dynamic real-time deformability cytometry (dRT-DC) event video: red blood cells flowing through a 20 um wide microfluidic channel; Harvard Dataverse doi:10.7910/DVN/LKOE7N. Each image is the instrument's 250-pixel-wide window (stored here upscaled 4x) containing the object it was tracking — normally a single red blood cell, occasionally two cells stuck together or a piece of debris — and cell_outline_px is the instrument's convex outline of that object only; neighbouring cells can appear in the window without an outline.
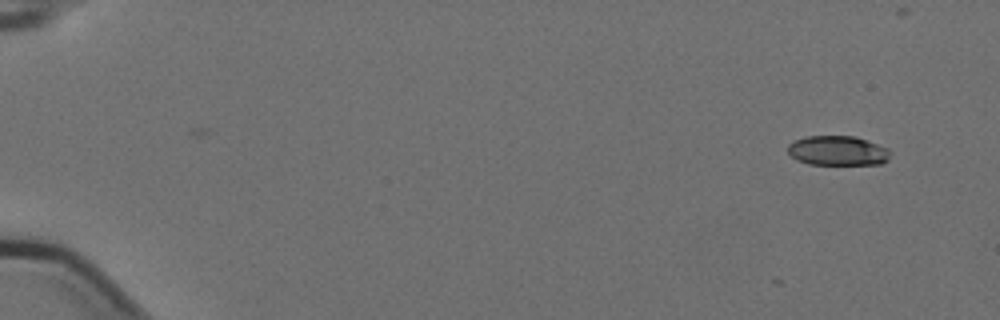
{"species": "Egyptian fruit bat (a non-hibernating species)", "species_latin": "Rousettus aegyptiacus", "temperature_condition": "cold", "stored_images_in_passage": 5, "camera_frame_rate_fps": 3000, "um_per_image_px": 0.085, "animal": {"sex": "female"}, "frame": {"image": 1, "passage_image": 1, "time_ms": 0.0, "image_size_px": [1000, 320], "cell_outline_px": [[892, 152], [888, 160], [880, 164], [808, 164], [796, 160], [788, 152], [788, 144], [792, 140], [804, 136], [852, 136], [888, 148]], "centroid_in_image_um": [71.17, 12.81], "position_along_channel_um": 13.8, "area_um2": 17.74}}
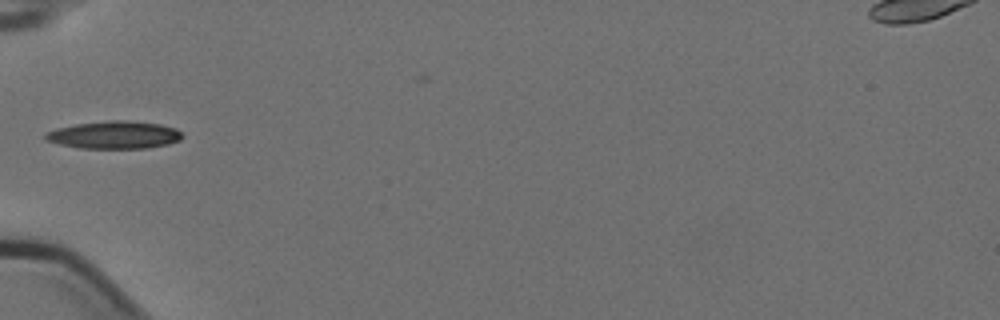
{"frame": {"image": 2, "passage_image": 5, "time_ms": 1.333, "image_size_px": [1000, 320], "cell_outline_px": [[184, 136], [180, 140], [168, 144], [148, 148], [80, 148], [60, 144], [44, 140], [44, 132], [56, 128], [76, 124], [108, 120], [124, 120], [160, 124], [176, 128]], "centroid_in_image_um": [9.7, 11.46], "position_along_channel_um": 75.3, "area_um2": 22.14}}